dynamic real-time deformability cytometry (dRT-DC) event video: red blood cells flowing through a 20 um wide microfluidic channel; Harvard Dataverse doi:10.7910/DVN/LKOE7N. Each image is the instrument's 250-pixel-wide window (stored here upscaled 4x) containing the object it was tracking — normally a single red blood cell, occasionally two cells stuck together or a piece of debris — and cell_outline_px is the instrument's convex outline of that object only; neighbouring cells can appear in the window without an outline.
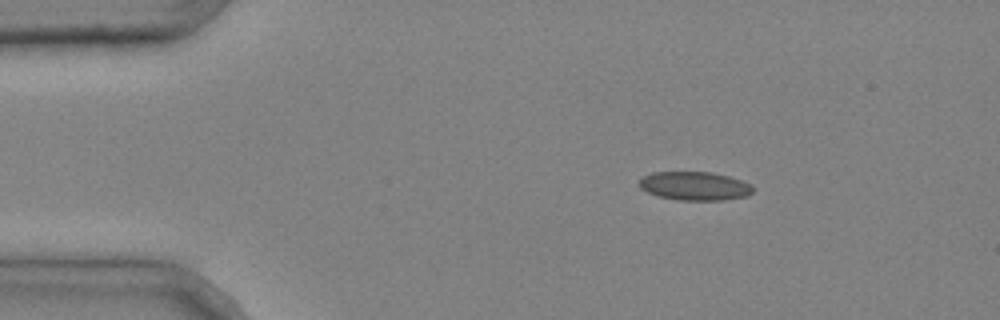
{"species": "common noctule bat (a hibernating species)", "species_latin": "Nyctalus noctula", "temperature_condition": "cold", "stored_images_in_passage": 3, "camera_frame_rate_fps": 3000, "um_per_image_px": 0.085, "animal": {"sex": "male", "body_mass_g": 20.4}, "frame": {"image": 1, "passage_image": 1, "time_ms": 0.0, "image_size_px": [1000, 320], "cell_outline_px": [[752, 192], [744, 196], [724, 200], [676, 200], [660, 196], [648, 192], [640, 188], [640, 180], [644, 176], [652, 172], [712, 172], [728, 176], [740, 180], [748, 184], [752, 188]], "centroid_in_image_um": [59.02, 15.8], "position_along_channel_um": 26.0, "area_um2": 18.67}}
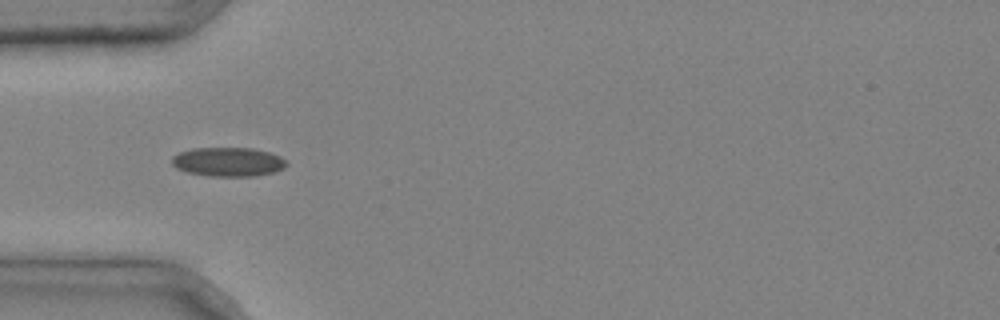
{"frame": {"image": 2, "passage_image": 3, "time_ms": 0.667, "image_size_px": [1000, 320], "cell_outline_px": [[288, 164], [284, 168], [272, 172], [256, 176], [208, 176], [188, 172], [176, 168], [172, 164], [172, 156], [180, 152], [192, 148], [252, 148], [268, 152], [280, 156]], "centroid_in_image_um": [19.37, 13.76], "position_along_channel_um": 65.6, "area_um2": 19.36}}